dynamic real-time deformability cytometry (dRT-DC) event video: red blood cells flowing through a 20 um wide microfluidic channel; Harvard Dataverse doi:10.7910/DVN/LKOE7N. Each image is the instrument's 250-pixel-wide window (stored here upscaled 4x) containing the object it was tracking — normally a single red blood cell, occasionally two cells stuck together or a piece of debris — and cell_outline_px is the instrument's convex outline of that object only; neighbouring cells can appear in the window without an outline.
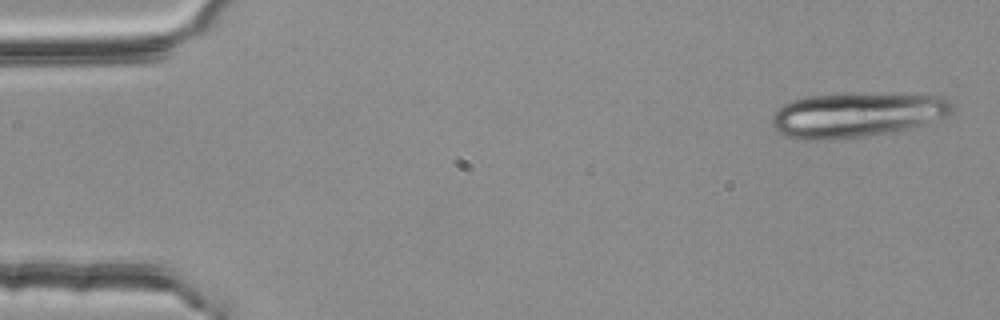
{"species": "common noctule bat (a hibernating species)", "species_latin": "Nyctalus noctula", "temperature_condition": "room temperature", "stored_images_in_passage": 4, "camera_frame_rate_fps": 3000, "um_per_image_px": 0.085, "animal": {"sex": "female", "body_mass_g": 25.1}, "frame": {"image": 1, "passage_image": 1, "time_ms": 0.0, "image_size_px": [1000, 320], "cell_outline_px": [[956, 108], [948, 116], [912, 128], [864, 136], [816, 140], [800, 140], [784, 136], [776, 132], [772, 124], [772, 116], [776, 108], [792, 100], [808, 96], [844, 92], [860, 92], [944, 96]], "centroid_in_image_um": [72.81, 9.73], "position_along_channel_um": 12.2, "area_um2": 47.86}}